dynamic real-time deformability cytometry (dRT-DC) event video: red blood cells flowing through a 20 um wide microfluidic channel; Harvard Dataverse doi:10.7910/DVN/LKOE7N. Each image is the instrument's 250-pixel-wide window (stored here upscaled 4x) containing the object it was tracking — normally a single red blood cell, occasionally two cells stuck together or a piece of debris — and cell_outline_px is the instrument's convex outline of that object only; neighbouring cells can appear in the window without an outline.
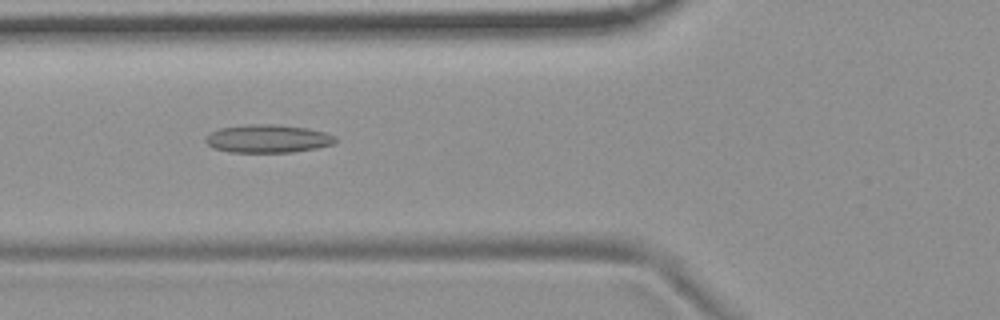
{"species": "common noctule bat (a hibernating species)", "species_latin": "Nyctalus noctula", "temperature_condition": "room temperature", "stored_images_in_passage": 55, "camera_frame_rate_fps": 3000, "um_per_image_px": 0.085, "animal": {"sex": "female", "body_mass_g": 19.9}, "frame": {"image": 1, "passage_image": 21, "time_ms": 6.667, "image_size_px": [1000, 320], "cell_outline_px": [[336, 140], [332, 144], [316, 148], [292, 152], [228, 152], [212, 148], [204, 140], [208, 132], [220, 128], [244, 124], [280, 124], [308, 128], [324, 132], [336, 136]], "centroid_in_image_um": [22.72, 11.77], "position_along_channel_um": 103.1, "area_um2": 21.5}}
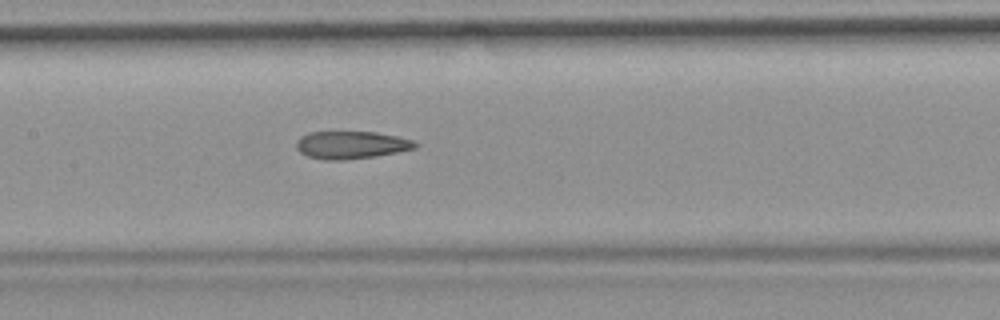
{"frame": {"image": 2, "passage_image": 27, "time_ms": 8.667, "image_size_px": [1000, 320], "cell_outline_px": [[420, 144], [416, 148], [376, 156], [344, 160], [324, 160], [308, 156], [300, 152], [296, 148], [296, 140], [300, 136], [308, 132], [376, 132], [396, 136], [412, 140]], "centroid_in_image_um": [29.83, 12.32], "position_along_channel_um": 177.6, "area_um2": 19.19}}
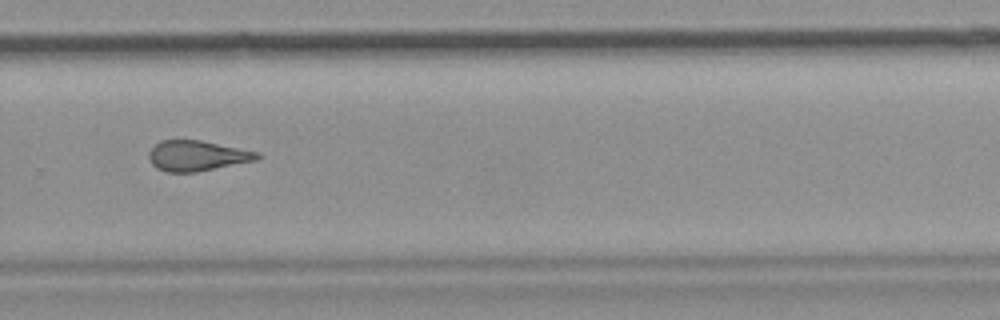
{"frame": {"image": 3, "passage_image": 38, "time_ms": 12.333, "image_size_px": [1000, 320], "cell_outline_px": [[260, 156], [256, 160], [196, 172], [164, 172], [156, 168], [152, 164], [148, 156], [148, 152], [160, 140], [200, 140], [260, 152]], "centroid_in_image_um": [16.72, 13.24], "position_along_channel_um": 313.1, "area_um2": 19.13}, "authors_computed_cell_mechanics": {"area_um2": 20.519, "velocity_mm_per_s": 3.7128, "shape_relaxation_time_tau1_ms": null, "shape_relaxation_time_tau2_ms": 2.2926, "deformation_change_tau1": null, "deformation_change_tau2": 0.1179}}